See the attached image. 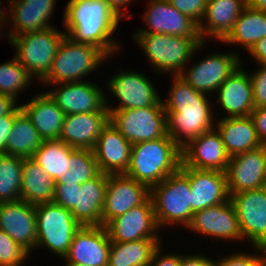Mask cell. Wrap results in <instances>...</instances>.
<instances>
[{
    "mask_svg": "<svg viewBox=\"0 0 266 266\" xmlns=\"http://www.w3.org/2000/svg\"><path fill=\"white\" fill-rule=\"evenodd\" d=\"M172 77L168 97L161 98L167 115V133L182 148L191 139L215 128L214 103L179 75ZM213 103V104H212Z\"/></svg>",
    "mask_w": 266,
    "mask_h": 266,
    "instance_id": "1",
    "label": "cell"
},
{
    "mask_svg": "<svg viewBox=\"0 0 266 266\" xmlns=\"http://www.w3.org/2000/svg\"><path fill=\"white\" fill-rule=\"evenodd\" d=\"M64 8L63 27L74 42L96 46L109 58L123 50L114 38L121 19L104 0H69Z\"/></svg>",
    "mask_w": 266,
    "mask_h": 266,
    "instance_id": "2",
    "label": "cell"
},
{
    "mask_svg": "<svg viewBox=\"0 0 266 266\" xmlns=\"http://www.w3.org/2000/svg\"><path fill=\"white\" fill-rule=\"evenodd\" d=\"M132 38L152 65L153 73L165 74L164 76L180 75L194 55L208 45V42H202L200 37H180L162 33L133 34Z\"/></svg>",
    "mask_w": 266,
    "mask_h": 266,
    "instance_id": "3",
    "label": "cell"
},
{
    "mask_svg": "<svg viewBox=\"0 0 266 266\" xmlns=\"http://www.w3.org/2000/svg\"><path fill=\"white\" fill-rule=\"evenodd\" d=\"M182 162L181 147L169 136L132 145L126 176L149 189L176 172Z\"/></svg>",
    "mask_w": 266,
    "mask_h": 266,
    "instance_id": "4",
    "label": "cell"
},
{
    "mask_svg": "<svg viewBox=\"0 0 266 266\" xmlns=\"http://www.w3.org/2000/svg\"><path fill=\"white\" fill-rule=\"evenodd\" d=\"M190 191L189 167L182 162L176 172L150 188V198L160 230L173 225L184 229L190 224L194 214Z\"/></svg>",
    "mask_w": 266,
    "mask_h": 266,
    "instance_id": "5",
    "label": "cell"
},
{
    "mask_svg": "<svg viewBox=\"0 0 266 266\" xmlns=\"http://www.w3.org/2000/svg\"><path fill=\"white\" fill-rule=\"evenodd\" d=\"M109 57L98 47L74 42L65 36L59 45L48 74L39 84L55 85L66 82L86 81ZM84 78V79H83Z\"/></svg>",
    "mask_w": 266,
    "mask_h": 266,
    "instance_id": "6",
    "label": "cell"
},
{
    "mask_svg": "<svg viewBox=\"0 0 266 266\" xmlns=\"http://www.w3.org/2000/svg\"><path fill=\"white\" fill-rule=\"evenodd\" d=\"M35 210L36 250L48 249L56 258L64 259L81 225L74 219L71 211L54 202L36 204Z\"/></svg>",
    "mask_w": 266,
    "mask_h": 266,
    "instance_id": "7",
    "label": "cell"
},
{
    "mask_svg": "<svg viewBox=\"0 0 266 266\" xmlns=\"http://www.w3.org/2000/svg\"><path fill=\"white\" fill-rule=\"evenodd\" d=\"M66 36L60 28L49 27L44 30L18 35L9 43L15 49V57L26 71L39 83L49 72L59 45Z\"/></svg>",
    "mask_w": 266,
    "mask_h": 266,
    "instance_id": "8",
    "label": "cell"
},
{
    "mask_svg": "<svg viewBox=\"0 0 266 266\" xmlns=\"http://www.w3.org/2000/svg\"><path fill=\"white\" fill-rule=\"evenodd\" d=\"M109 121L132 145L168 135L162 100L142 109L113 110L109 113Z\"/></svg>",
    "mask_w": 266,
    "mask_h": 266,
    "instance_id": "9",
    "label": "cell"
},
{
    "mask_svg": "<svg viewBox=\"0 0 266 266\" xmlns=\"http://www.w3.org/2000/svg\"><path fill=\"white\" fill-rule=\"evenodd\" d=\"M119 70L116 72L117 74L109 77L105 85L107 89H104L119 101V105L114 106L110 104V99L106 95V108L109 113L121 109H142L154 106L161 100L162 95H159L160 93L148 75L141 71L122 69L121 66Z\"/></svg>",
    "mask_w": 266,
    "mask_h": 266,
    "instance_id": "10",
    "label": "cell"
},
{
    "mask_svg": "<svg viewBox=\"0 0 266 266\" xmlns=\"http://www.w3.org/2000/svg\"><path fill=\"white\" fill-rule=\"evenodd\" d=\"M241 60V56L233 50L222 53L213 51L209 56L194 62V65L191 63V66L184 67L179 76L195 90L213 96L221 84L242 64Z\"/></svg>",
    "mask_w": 266,
    "mask_h": 266,
    "instance_id": "11",
    "label": "cell"
},
{
    "mask_svg": "<svg viewBox=\"0 0 266 266\" xmlns=\"http://www.w3.org/2000/svg\"><path fill=\"white\" fill-rule=\"evenodd\" d=\"M230 200L243 241L252 246L266 245V186L230 194Z\"/></svg>",
    "mask_w": 266,
    "mask_h": 266,
    "instance_id": "12",
    "label": "cell"
},
{
    "mask_svg": "<svg viewBox=\"0 0 266 266\" xmlns=\"http://www.w3.org/2000/svg\"><path fill=\"white\" fill-rule=\"evenodd\" d=\"M45 92L65 113L108 112L106 92L97 83L91 81L58 83ZM102 89V90H101Z\"/></svg>",
    "mask_w": 266,
    "mask_h": 266,
    "instance_id": "13",
    "label": "cell"
},
{
    "mask_svg": "<svg viewBox=\"0 0 266 266\" xmlns=\"http://www.w3.org/2000/svg\"><path fill=\"white\" fill-rule=\"evenodd\" d=\"M105 227L111 242L122 243L141 239H162L150 196L141 205L133 207L125 214L112 219Z\"/></svg>",
    "mask_w": 266,
    "mask_h": 266,
    "instance_id": "14",
    "label": "cell"
},
{
    "mask_svg": "<svg viewBox=\"0 0 266 266\" xmlns=\"http://www.w3.org/2000/svg\"><path fill=\"white\" fill-rule=\"evenodd\" d=\"M185 229L195 232L198 236H208L212 240L214 238L215 241H243L231 200L194 212L190 224Z\"/></svg>",
    "mask_w": 266,
    "mask_h": 266,
    "instance_id": "15",
    "label": "cell"
},
{
    "mask_svg": "<svg viewBox=\"0 0 266 266\" xmlns=\"http://www.w3.org/2000/svg\"><path fill=\"white\" fill-rule=\"evenodd\" d=\"M146 2L148 8L141 19L145 21L146 26L137 28L134 34L162 33L180 37H200L198 24L186 14L176 10L168 0Z\"/></svg>",
    "mask_w": 266,
    "mask_h": 266,
    "instance_id": "16",
    "label": "cell"
},
{
    "mask_svg": "<svg viewBox=\"0 0 266 266\" xmlns=\"http://www.w3.org/2000/svg\"><path fill=\"white\" fill-rule=\"evenodd\" d=\"M150 196V189L125 174L108 175L101 225L141 205Z\"/></svg>",
    "mask_w": 266,
    "mask_h": 266,
    "instance_id": "17",
    "label": "cell"
},
{
    "mask_svg": "<svg viewBox=\"0 0 266 266\" xmlns=\"http://www.w3.org/2000/svg\"><path fill=\"white\" fill-rule=\"evenodd\" d=\"M58 0H12L7 2L9 12L8 24L10 32H4L5 39L12 38L25 33L44 30L52 27ZM51 23V24H50Z\"/></svg>",
    "mask_w": 266,
    "mask_h": 266,
    "instance_id": "18",
    "label": "cell"
},
{
    "mask_svg": "<svg viewBox=\"0 0 266 266\" xmlns=\"http://www.w3.org/2000/svg\"><path fill=\"white\" fill-rule=\"evenodd\" d=\"M226 175L229 194L266 186V145L231 156Z\"/></svg>",
    "mask_w": 266,
    "mask_h": 266,
    "instance_id": "19",
    "label": "cell"
},
{
    "mask_svg": "<svg viewBox=\"0 0 266 266\" xmlns=\"http://www.w3.org/2000/svg\"><path fill=\"white\" fill-rule=\"evenodd\" d=\"M182 163L198 170H216L226 173L230 156L216 128L191 139L181 148Z\"/></svg>",
    "mask_w": 266,
    "mask_h": 266,
    "instance_id": "20",
    "label": "cell"
},
{
    "mask_svg": "<svg viewBox=\"0 0 266 266\" xmlns=\"http://www.w3.org/2000/svg\"><path fill=\"white\" fill-rule=\"evenodd\" d=\"M111 240L105 226H81L75 233L65 264L108 266Z\"/></svg>",
    "mask_w": 266,
    "mask_h": 266,
    "instance_id": "21",
    "label": "cell"
},
{
    "mask_svg": "<svg viewBox=\"0 0 266 266\" xmlns=\"http://www.w3.org/2000/svg\"><path fill=\"white\" fill-rule=\"evenodd\" d=\"M0 230L31 255L37 239L35 205L24 200L0 203Z\"/></svg>",
    "mask_w": 266,
    "mask_h": 266,
    "instance_id": "22",
    "label": "cell"
},
{
    "mask_svg": "<svg viewBox=\"0 0 266 266\" xmlns=\"http://www.w3.org/2000/svg\"><path fill=\"white\" fill-rule=\"evenodd\" d=\"M132 144L109 121L101 130L93 148L100 172L107 175L125 174L129 168Z\"/></svg>",
    "mask_w": 266,
    "mask_h": 266,
    "instance_id": "23",
    "label": "cell"
},
{
    "mask_svg": "<svg viewBox=\"0 0 266 266\" xmlns=\"http://www.w3.org/2000/svg\"><path fill=\"white\" fill-rule=\"evenodd\" d=\"M244 61L218 88L215 93L221 107L222 118L250 116L255 109L249 71L243 68ZM227 114V115H226Z\"/></svg>",
    "mask_w": 266,
    "mask_h": 266,
    "instance_id": "24",
    "label": "cell"
},
{
    "mask_svg": "<svg viewBox=\"0 0 266 266\" xmlns=\"http://www.w3.org/2000/svg\"><path fill=\"white\" fill-rule=\"evenodd\" d=\"M246 6L247 0H208L205 15L198 24L201 41L213 37L222 44Z\"/></svg>",
    "mask_w": 266,
    "mask_h": 266,
    "instance_id": "25",
    "label": "cell"
},
{
    "mask_svg": "<svg viewBox=\"0 0 266 266\" xmlns=\"http://www.w3.org/2000/svg\"><path fill=\"white\" fill-rule=\"evenodd\" d=\"M189 185L193 212L230 200L227 175L224 172L189 168Z\"/></svg>",
    "mask_w": 266,
    "mask_h": 266,
    "instance_id": "26",
    "label": "cell"
},
{
    "mask_svg": "<svg viewBox=\"0 0 266 266\" xmlns=\"http://www.w3.org/2000/svg\"><path fill=\"white\" fill-rule=\"evenodd\" d=\"M109 122V112L65 115L59 140L75 149L93 150L102 128Z\"/></svg>",
    "mask_w": 266,
    "mask_h": 266,
    "instance_id": "27",
    "label": "cell"
},
{
    "mask_svg": "<svg viewBox=\"0 0 266 266\" xmlns=\"http://www.w3.org/2000/svg\"><path fill=\"white\" fill-rule=\"evenodd\" d=\"M20 107L44 141L59 139L65 113L45 91L35 94Z\"/></svg>",
    "mask_w": 266,
    "mask_h": 266,
    "instance_id": "28",
    "label": "cell"
},
{
    "mask_svg": "<svg viewBox=\"0 0 266 266\" xmlns=\"http://www.w3.org/2000/svg\"><path fill=\"white\" fill-rule=\"evenodd\" d=\"M108 175L100 172L77 187L76 206L71 210L81 226H100Z\"/></svg>",
    "mask_w": 266,
    "mask_h": 266,
    "instance_id": "29",
    "label": "cell"
},
{
    "mask_svg": "<svg viewBox=\"0 0 266 266\" xmlns=\"http://www.w3.org/2000/svg\"><path fill=\"white\" fill-rule=\"evenodd\" d=\"M215 128L222 137L228 155L234 156L263 146L251 116L218 118Z\"/></svg>",
    "mask_w": 266,
    "mask_h": 266,
    "instance_id": "30",
    "label": "cell"
},
{
    "mask_svg": "<svg viewBox=\"0 0 266 266\" xmlns=\"http://www.w3.org/2000/svg\"><path fill=\"white\" fill-rule=\"evenodd\" d=\"M55 181L32 158H24L20 198L30 204L53 202Z\"/></svg>",
    "mask_w": 266,
    "mask_h": 266,
    "instance_id": "31",
    "label": "cell"
},
{
    "mask_svg": "<svg viewBox=\"0 0 266 266\" xmlns=\"http://www.w3.org/2000/svg\"><path fill=\"white\" fill-rule=\"evenodd\" d=\"M265 37L266 11L246 6L222 42L230 46L237 44L248 53L260 39Z\"/></svg>",
    "mask_w": 266,
    "mask_h": 266,
    "instance_id": "32",
    "label": "cell"
},
{
    "mask_svg": "<svg viewBox=\"0 0 266 266\" xmlns=\"http://www.w3.org/2000/svg\"><path fill=\"white\" fill-rule=\"evenodd\" d=\"M161 239H141L131 242H111L108 266H149Z\"/></svg>",
    "mask_w": 266,
    "mask_h": 266,
    "instance_id": "33",
    "label": "cell"
},
{
    "mask_svg": "<svg viewBox=\"0 0 266 266\" xmlns=\"http://www.w3.org/2000/svg\"><path fill=\"white\" fill-rule=\"evenodd\" d=\"M43 141L30 119L21 111L14 118V125L6 143V154L32 158Z\"/></svg>",
    "mask_w": 266,
    "mask_h": 266,
    "instance_id": "34",
    "label": "cell"
},
{
    "mask_svg": "<svg viewBox=\"0 0 266 266\" xmlns=\"http://www.w3.org/2000/svg\"><path fill=\"white\" fill-rule=\"evenodd\" d=\"M75 150L59 139L45 140L32 159L57 182L66 176L67 161Z\"/></svg>",
    "mask_w": 266,
    "mask_h": 266,
    "instance_id": "35",
    "label": "cell"
},
{
    "mask_svg": "<svg viewBox=\"0 0 266 266\" xmlns=\"http://www.w3.org/2000/svg\"><path fill=\"white\" fill-rule=\"evenodd\" d=\"M24 157L0 154V203L19 201Z\"/></svg>",
    "mask_w": 266,
    "mask_h": 266,
    "instance_id": "36",
    "label": "cell"
},
{
    "mask_svg": "<svg viewBox=\"0 0 266 266\" xmlns=\"http://www.w3.org/2000/svg\"><path fill=\"white\" fill-rule=\"evenodd\" d=\"M99 173L93 150L76 149L67 161L66 176L55 184H83Z\"/></svg>",
    "mask_w": 266,
    "mask_h": 266,
    "instance_id": "37",
    "label": "cell"
},
{
    "mask_svg": "<svg viewBox=\"0 0 266 266\" xmlns=\"http://www.w3.org/2000/svg\"><path fill=\"white\" fill-rule=\"evenodd\" d=\"M12 58L0 64V94L17 101L20 98L18 95L32 85L33 80V84L36 82L15 55Z\"/></svg>",
    "mask_w": 266,
    "mask_h": 266,
    "instance_id": "38",
    "label": "cell"
},
{
    "mask_svg": "<svg viewBox=\"0 0 266 266\" xmlns=\"http://www.w3.org/2000/svg\"><path fill=\"white\" fill-rule=\"evenodd\" d=\"M30 254L0 230V266H22Z\"/></svg>",
    "mask_w": 266,
    "mask_h": 266,
    "instance_id": "39",
    "label": "cell"
},
{
    "mask_svg": "<svg viewBox=\"0 0 266 266\" xmlns=\"http://www.w3.org/2000/svg\"><path fill=\"white\" fill-rule=\"evenodd\" d=\"M254 248V252L251 251L248 253L245 251H237L232 254H228L221 257L219 260L215 259L213 266H262V256L259 252V246H251Z\"/></svg>",
    "mask_w": 266,
    "mask_h": 266,
    "instance_id": "40",
    "label": "cell"
},
{
    "mask_svg": "<svg viewBox=\"0 0 266 266\" xmlns=\"http://www.w3.org/2000/svg\"><path fill=\"white\" fill-rule=\"evenodd\" d=\"M257 66V71L249 72L255 108L266 106V65L257 64Z\"/></svg>",
    "mask_w": 266,
    "mask_h": 266,
    "instance_id": "41",
    "label": "cell"
},
{
    "mask_svg": "<svg viewBox=\"0 0 266 266\" xmlns=\"http://www.w3.org/2000/svg\"><path fill=\"white\" fill-rule=\"evenodd\" d=\"M178 11L189 16L197 24L205 15L208 0H168Z\"/></svg>",
    "mask_w": 266,
    "mask_h": 266,
    "instance_id": "42",
    "label": "cell"
},
{
    "mask_svg": "<svg viewBox=\"0 0 266 266\" xmlns=\"http://www.w3.org/2000/svg\"><path fill=\"white\" fill-rule=\"evenodd\" d=\"M77 187L81 184H55L53 202L71 211L76 206Z\"/></svg>",
    "mask_w": 266,
    "mask_h": 266,
    "instance_id": "43",
    "label": "cell"
},
{
    "mask_svg": "<svg viewBox=\"0 0 266 266\" xmlns=\"http://www.w3.org/2000/svg\"><path fill=\"white\" fill-rule=\"evenodd\" d=\"M20 105L11 113L0 116V154H6V143L14 125V118L21 112Z\"/></svg>",
    "mask_w": 266,
    "mask_h": 266,
    "instance_id": "44",
    "label": "cell"
},
{
    "mask_svg": "<svg viewBox=\"0 0 266 266\" xmlns=\"http://www.w3.org/2000/svg\"><path fill=\"white\" fill-rule=\"evenodd\" d=\"M163 244H160V246L155 250L152 260L149 266H180L181 261V253L178 252V254L170 252L163 254L164 251Z\"/></svg>",
    "mask_w": 266,
    "mask_h": 266,
    "instance_id": "45",
    "label": "cell"
},
{
    "mask_svg": "<svg viewBox=\"0 0 266 266\" xmlns=\"http://www.w3.org/2000/svg\"><path fill=\"white\" fill-rule=\"evenodd\" d=\"M250 116L261 143L266 145V106L255 108Z\"/></svg>",
    "mask_w": 266,
    "mask_h": 266,
    "instance_id": "46",
    "label": "cell"
},
{
    "mask_svg": "<svg viewBox=\"0 0 266 266\" xmlns=\"http://www.w3.org/2000/svg\"><path fill=\"white\" fill-rule=\"evenodd\" d=\"M212 257H208L207 255L203 254H189L185 253L182 254L181 252V261L180 266H213L214 259Z\"/></svg>",
    "mask_w": 266,
    "mask_h": 266,
    "instance_id": "47",
    "label": "cell"
},
{
    "mask_svg": "<svg viewBox=\"0 0 266 266\" xmlns=\"http://www.w3.org/2000/svg\"><path fill=\"white\" fill-rule=\"evenodd\" d=\"M250 54V55H249ZM252 60H255L256 64L266 65V37L260 39L248 52Z\"/></svg>",
    "mask_w": 266,
    "mask_h": 266,
    "instance_id": "48",
    "label": "cell"
},
{
    "mask_svg": "<svg viewBox=\"0 0 266 266\" xmlns=\"http://www.w3.org/2000/svg\"><path fill=\"white\" fill-rule=\"evenodd\" d=\"M110 8L114 11V13L123 21L122 18H131L132 14L125 13L122 9L126 10L127 7L135 0H104ZM126 8V9H125ZM123 11V12H122Z\"/></svg>",
    "mask_w": 266,
    "mask_h": 266,
    "instance_id": "49",
    "label": "cell"
},
{
    "mask_svg": "<svg viewBox=\"0 0 266 266\" xmlns=\"http://www.w3.org/2000/svg\"><path fill=\"white\" fill-rule=\"evenodd\" d=\"M19 105L11 97L0 94V116L11 114Z\"/></svg>",
    "mask_w": 266,
    "mask_h": 266,
    "instance_id": "50",
    "label": "cell"
},
{
    "mask_svg": "<svg viewBox=\"0 0 266 266\" xmlns=\"http://www.w3.org/2000/svg\"><path fill=\"white\" fill-rule=\"evenodd\" d=\"M247 6L257 10L266 11V0H247Z\"/></svg>",
    "mask_w": 266,
    "mask_h": 266,
    "instance_id": "51",
    "label": "cell"
},
{
    "mask_svg": "<svg viewBox=\"0 0 266 266\" xmlns=\"http://www.w3.org/2000/svg\"><path fill=\"white\" fill-rule=\"evenodd\" d=\"M8 17H9V12L5 11V9L3 10L2 0H0V35H2V37L3 33H1V30L2 32L4 31L2 29V26L4 25L3 28L5 27L6 25L5 22L8 24Z\"/></svg>",
    "mask_w": 266,
    "mask_h": 266,
    "instance_id": "52",
    "label": "cell"
},
{
    "mask_svg": "<svg viewBox=\"0 0 266 266\" xmlns=\"http://www.w3.org/2000/svg\"><path fill=\"white\" fill-rule=\"evenodd\" d=\"M259 253L262 256V266H266V245L259 246Z\"/></svg>",
    "mask_w": 266,
    "mask_h": 266,
    "instance_id": "53",
    "label": "cell"
},
{
    "mask_svg": "<svg viewBox=\"0 0 266 266\" xmlns=\"http://www.w3.org/2000/svg\"><path fill=\"white\" fill-rule=\"evenodd\" d=\"M64 266H86L84 264H65Z\"/></svg>",
    "mask_w": 266,
    "mask_h": 266,
    "instance_id": "54",
    "label": "cell"
}]
</instances>
